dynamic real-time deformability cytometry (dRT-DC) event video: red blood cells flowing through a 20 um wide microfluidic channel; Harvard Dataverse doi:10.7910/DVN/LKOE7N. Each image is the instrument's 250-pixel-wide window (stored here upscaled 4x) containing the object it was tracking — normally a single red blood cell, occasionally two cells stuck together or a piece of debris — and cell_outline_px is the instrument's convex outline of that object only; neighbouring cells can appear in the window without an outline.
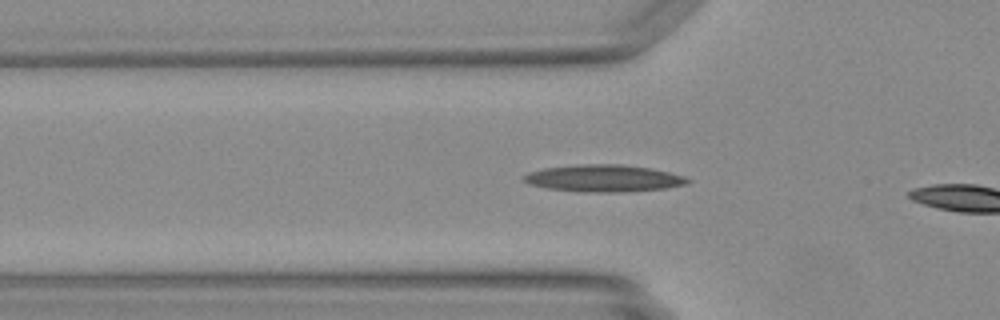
{"species": "Egyptian fruit bat (a non-hibernating species)", "species_latin": "Rousettus aegyptiacus", "temperature_condition": "warm", "stored_images_in_passage": 8, "camera_frame_rate_fps": 3000, "um_per_image_px": 0.085, "animal": {"sex": "female"}, "frame": {"image": 1, "passage_image": 6, "time_ms": 1.667, "image_size_px": [1000, 320], "cell_outline_px": [[692, 180], [688, 184], [664, 188], [616, 192], [584, 192], [548, 188], [528, 184], [520, 180], [520, 176], [528, 172], [544, 168], [580, 164], [620, 164], [648, 168], [668, 172], [684, 176]], "centroid_in_image_um": [51.24, 15.15], "position_along_channel_um": 74.6, "area_um2": 25.78}}